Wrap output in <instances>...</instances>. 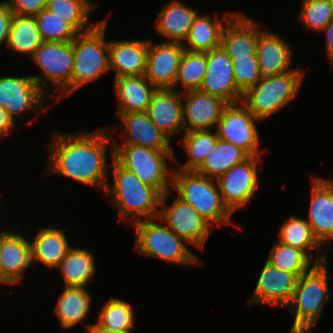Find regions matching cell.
I'll return each mask as SVG.
<instances>
[{
  "mask_svg": "<svg viewBox=\"0 0 333 333\" xmlns=\"http://www.w3.org/2000/svg\"><path fill=\"white\" fill-rule=\"evenodd\" d=\"M117 130L115 126L75 133L54 130L46 144L49 162L43 175L53 172L104 192L109 181L107 153L111 147L114 158L113 136Z\"/></svg>",
  "mask_w": 333,
  "mask_h": 333,
  "instance_id": "6da1fadb",
  "label": "cell"
},
{
  "mask_svg": "<svg viewBox=\"0 0 333 333\" xmlns=\"http://www.w3.org/2000/svg\"><path fill=\"white\" fill-rule=\"evenodd\" d=\"M111 160L113 184L108 181L104 194L110 198L112 208L119 210L118 223L123 220L133 224L158 218L162 195L144 184L132 171L123 168L114 158Z\"/></svg>",
  "mask_w": 333,
  "mask_h": 333,
  "instance_id": "7a4b0ae2",
  "label": "cell"
},
{
  "mask_svg": "<svg viewBox=\"0 0 333 333\" xmlns=\"http://www.w3.org/2000/svg\"><path fill=\"white\" fill-rule=\"evenodd\" d=\"M329 261L316 264L301 275L289 304L284 308L294 315L289 333H310L321 319L323 307L330 298Z\"/></svg>",
  "mask_w": 333,
  "mask_h": 333,
  "instance_id": "3957f363",
  "label": "cell"
},
{
  "mask_svg": "<svg viewBox=\"0 0 333 333\" xmlns=\"http://www.w3.org/2000/svg\"><path fill=\"white\" fill-rule=\"evenodd\" d=\"M216 180L177 168L172 174V188L177 197L190 204L213 227L236 225L224 205ZM217 185V186H216Z\"/></svg>",
  "mask_w": 333,
  "mask_h": 333,
  "instance_id": "277c9868",
  "label": "cell"
},
{
  "mask_svg": "<svg viewBox=\"0 0 333 333\" xmlns=\"http://www.w3.org/2000/svg\"><path fill=\"white\" fill-rule=\"evenodd\" d=\"M107 19L91 30L80 33L72 41L73 69L71 94L83 86L95 82L110 71L109 41L105 39Z\"/></svg>",
  "mask_w": 333,
  "mask_h": 333,
  "instance_id": "5b68a950",
  "label": "cell"
},
{
  "mask_svg": "<svg viewBox=\"0 0 333 333\" xmlns=\"http://www.w3.org/2000/svg\"><path fill=\"white\" fill-rule=\"evenodd\" d=\"M162 223L160 218L134 222V249L142 256L157 258L167 263L180 266L200 265L199 258L186 245L190 244Z\"/></svg>",
  "mask_w": 333,
  "mask_h": 333,
  "instance_id": "8992f818",
  "label": "cell"
},
{
  "mask_svg": "<svg viewBox=\"0 0 333 333\" xmlns=\"http://www.w3.org/2000/svg\"><path fill=\"white\" fill-rule=\"evenodd\" d=\"M114 159L123 167L132 171L144 184L155 188L162 196L172 189L173 168L168 161L174 162L175 151H162L120 144L113 139Z\"/></svg>",
  "mask_w": 333,
  "mask_h": 333,
  "instance_id": "52a82bcc",
  "label": "cell"
},
{
  "mask_svg": "<svg viewBox=\"0 0 333 333\" xmlns=\"http://www.w3.org/2000/svg\"><path fill=\"white\" fill-rule=\"evenodd\" d=\"M306 71H289L263 76L242 96V103L253 115L264 121L289 104L298 94Z\"/></svg>",
  "mask_w": 333,
  "mask_h": 333,
  "instance_id": "ba28073f",
  "label": "cell"
},
{
  "mask_svg": "<svg viewBox=\"0 0 333 333\" xmlns=\"http://www.w3.org/2000/svg\"><path fill=\"white\" fill-rule=\"evenodd\" d=\"M32 62L37 65L41 72L31 75L39 87L50 97H56L57 101L71 95V77L73 69L72 42H45L35 51ZM56 87L60 95L50 91ZM50 87V88H49ZM51 93V94H50Z\"/></svg>",
  "mask_w": 333,
  "mask_h": 333,
  "instance_id": "9c48e42d",
  "label": "cell"
},
{
  "mask_svg": "<svg viewBox=\"0 0 333 333\" xmlns=\"http://www.w3.org/2000/svg\"><path fill=\"white\" fill-rule=\"evenodd\" d=\"M172 193L166 192L160 202V220L176 233L179 237L184 238L193 247L202 249L211 234V227L190 204L183 202L176 196L170 206H167L168 197Z\"/></svg>",
  "mask_w": 333,
  "mask_h": 333,
  "instance_id": "30bf717a",
  "label": "cell"
},
{
  "mask_svg": "<svg viewBox=\"0 0 333 333\" xmlns=\"http://www.w3.org/2000/svg\"><path fill=\"white\" fill-rule=\"evenodd\" d=\"M48 97L32 76H0V104L14 120L28 112L38 120L39 112L47 111Z\"/></svg>",
  "mask_w": 333,
  "mask_h": 333,
  "instance_id": "8fae6325",
  "label": "cell"
},
{
  "mask_svg": "<svg viewBox=\"0 0 333 333\" xmlns=\"http://www.w3.org/2000/svg\"><path fill=\"white\" fill-rule=\"evenodd\" d=\"M261 122L242 103L228 104L215 128L219 139L243 149L249 156L263 154L256 123Z\"/></svg>",
  "mask_w": 333,
  "mask_h": 333,
  "instance_id": "7c38bea8",
  "label": "cell"
},
{
  "mask_svg": "<svg viewBox=\"0 0 333 333\" xmlns=\"http://www.w3.org/2000/svg\"><path fill=\"white\" fill-rule=\"evenodd\" d=\"M261 158V155L249 156L216 180L223 203L232 214L251 202L257 192L260 184L257 165Z\"/></svg>",
  "mask_w": 333,
  "mask_h": 333,
  "instance_id": "4fadbf2b",
  "label": "cell"
},
{
  "mask_svg": "<svg viewBox=\"0 0 333 333\" xmlns=\"http://www.w3.org/2000/svg\"><path fill=\"white\" fill-rule=\"evenodd\" d=\"M199 91L228 104L242 101L243 92L234 81L232 59L222 46L206 52V73Z\"/></svg>",
  "mask_w": 333,
  "mask_h": 333,
  "instance_id": "5bb4252c",
  "label": "cell"
},
{
  "mask_svg": "<svg viewBox=\"0 0 333 333\" xmlns=\"http://www.w3.org/2000/svg\"><path fill=\"white\" fill-rule=\"evenodd\" d=\"M182 43L148 40L144 76L157 89H173L181 56Z\"/></svg>",
  "mask_w": 333,
  "mask_h": 333,
  "instance_id": "9a60e30c",
  "label": "cell"
},
{
  "mask_svg": "<svg viewBox=\"0 0 333 333\" xmlns=\"http://www.w3.org/2000/svg\"><path fill=\"white\" fill-rule=\"evenodd\" d=\"M299 277L273 267L266 261L260 271L254 295L247 303L285 308L291 301Z\"/></svg>",
  "mask_w": 333,
  "mask_h": 333,
  "instance_id": "2e32d148",
  "label": "cell"
},
{
  "mask_svg": "<svg viewBox=\"0 0 333 333\" xmlns=\"http://www.w3.org/2000/svg\"><path fill=\"white\" fill-rule=\"evenodd\" d=\"M311 198L307 223L324 247L333 241V185L327 178L311 176ZM329 243V244H328Z\"/></svg>",
  "mask_w": 333,
  "mask_h": 333,
  "instance_id": "e0dca14e",
  "label": "cell"
},
{
  "mask_svg": "<svg viewBox=\"0 0 333 333\" xmlns=\"http://www.w3.org/2000/svg\"><path fill=\"white\" fill-rule=\"evenodd\" d=\"M182 102L184 132L212 129L228 106L224 100L199 90L182 93Z\"/></svg>",
  "mask_w": 333,
  "mask_h": 333,
  "instance_id": "ac0fdd59",
  "label": "cell"
},
{
  "mask_svg": "<svg viewBox=\"0 0 333 333\" xmlns=\"http://www.w3.org/2000/svg\"><path fill=\"white\" fill-rule=\"evenodd\" d=\"M293 49L289 42L279 34L265 30L257 37L256 55L263 76L279 75L289 71H305L303 68L291 67Z\"/></svg>",
  "mask_w": 333,
  "mask_h": 333,
  "instance_id": "d6986e66",
  "label": "cell"
},
{
  "mask_svg": "<svg viewBox=\"0 0 333 333\" xmlns=\"http://www.w3.org/2000/svg\"><path fill=\"white\" fill-rule=\"evenodd\" d=\"M123 128L121 144H133L154 150L175 151L171 139L151 121L147 112L117 114Z\"/></svg>",
  "mask_w": 333,
  "mask_h": 333,
  "instance_id": "ffe728a7",
  "label": "cell"
},
{
  "mask_svg": "<svg viewBox=\"0 0 333 333\" xmlns=\"http://www.w3.org/2000/svg\"><path fill=\"white\" fill-rule=\"evenodd\" d=\"M151 121L170 139L184 132L182 93L157 89L147 109Z\"/></svg>",
  "mask_w": 333,
  "mask_h": 333,
  "instance_id": "44dd1931",
  "label": "cell"
},
{
  "mask_svg": "<svg viewBox=\"0 0 333 333\" xmlns=\"http://www.w3.org/2000/svg\"><path fill=\"white\" fill-rule=\"evenodd\" d=\"M251 17L236 12L224 26L221 46L230 57L256 55L257 37L263 29Z\"/></svg>",
  "mask_w": 333,
  "mask_h": 333,
  "instance_id": "7402d4cb",
  "label": "cell"
},
{
  "mask_svg": "<svg viewBox=\"0 0 333 333\" xmlns=\"http://www.w3.org/2000/svg\"><path fill=\"white\" fill-rule=\"evenodd\" d=\"M25 237L11 229L0 232V264L14 285L21 283L25 270L33 267L30 240Z\"/></svg>",
  "mask_w": 333,
  "mask_h": 333,
  "instance_id": "603a6c76",
  "label": "cell"
},
{
  "mask_svg": "<svg viewBox=\"0 0 333 333\" xmlns=\"http://www.w3.org/2000/svg\"><path fill=\"white\" fill-rule=\"evenodd\" d=\"M154 29L164 42L183 43L198 11L181 0H169L159 9Z\"/></svg>",
  "mask_w": 333,
  "mask_h": 333,
  "instance_id": "cb8c5ba5",
  "label": "cell"
},
{
  "mask_svg": "<svg viewBox=\"0 0 333 333\" xmlns=\"http://www.w3.org/2000/svg\"><path fill=\"white\" fill-rule=\"evenodd\" d=\"M147 52L146 39L109 41L110 71H114V78L144 75Z\"/></svg>",
  "mask_w": 333,
  "mask_h": 333,
  "instance_id": "d4e9b609",
  "label": "cell"
},
{
  "mask_svg": "<svg viewBox=\"0 0 333 333\" xmlns=\"http://www.w3.org/2000/svg\"><path fill=\"white\" fill-rule=\"evenodd\" d=\"M236 12L224 13L222 17L197 13L194 17L189 33L182 43L187 51L208 52L221 46V36L226 23ZM222 18V19H221Z\"/></svg>",
  "mask_w": 333,
  "mask_h": 333,
  "instance_id": "484cf974",
  "label": "cell"
},
{
  "mask_svg": "<svg viewBox=\"0 0 333 333\" xmlns=\"http://www.w3.org/2000/svg\"><path fill=\"white\" fill-rule=\"evenodd\" d=\"M156 90L144 75L114 78L119 104L116 113L146 112Z\"/></svg>",
  "mask_w": 333,
  "mask_h": 333,
  "instance_id": "4316f807",
  "label": "cell"
},
{
  "mask_svg": "<svg viewBox=\"0 0 333 333\" xmlns=\"http://www.w3.org/2000/svg\"><path fill=\"white\" fill-rule=\"evenodd\" d=\"M32 263H41L48 270L55 269L63 260L70 246L64 228L40 227L32 241Z\"/></svg>",
  "mask_w": 333,
  "mask_h": 333,
  "instance_id": "83f0119b",
  "label": "cell"
},
{
  "mask_svg": "<svg viewBox=\"0 0 333 333\" xmlns=\"http://www.w3.org/2000/svg\"><path fill=\"white\" fill-rule=\"evenodd\" d=\"M278 237V242L305 251L317 264L328 261V248L322 250L323 246L314 236L306 219L298 218L295 214L290 216L280 227Z\"/></svg>",
  "mask_w": 333,
  "mask_h": 333,
  "instance_id": "f1b7e54d",
  "label": "cell"
},
{
  "mask_svg": "<svg viewBox=\"0 0 333 333\" xmlns=\"http://www.w3.org/2000/svg\"><path fill=\"white\" fill-rule=\"evenodd\" d=\"M92 296L86 287L65 286L53 309L60 326L66 330L83 322L91 311Z\"/></svg>",
  "mask_w": 333,
  "mask_h": 333,
  "instance_id": "f546056e",
  "label": "cell"
},
{
  "mask_svg": "<svg viewBox=\"0 0 333 333\" xmlns=\"http://www.w3.org/2000/svg\"><path fill=\"white\" fill-rule=\"evenodd\" d=\"M94 253L86 248L72 246L61 263L55 268L60 269L64 286L86 287L94 281L96 262Z\"/></svg>",
  "mask_w": 333,
  "mask_h": 333,
  "instance_id": "4dcf8cb0",
  "label": "cell"
},
{
  "mask_svg": "<svg viewBox=\"0 0 333 333\" xmlns=\"http://www.w3.org/2000/svg\"><path fill=\"white\" fill-rule=\"evenodd\" d=\"M248 157L249 155L240 147L218 139L215 147L206 156L196 172L209 179L217 180L230 168L243 162Z\"/></svg>",
  "mask_w": 333,
  "mask_h": 333,
  "instance_id": "1f68e13d",
  "label": "cell"
},
{
  "mask_svg": "<svg viewBox=\"0 0 333 333\" xmlns=\"http://www.w3.org/2000/svg\"><path fill=\"white\" fill-rule=\"evenodd\" d=\"M212 131V129L193 130L184 132L181 135L180 142L188 159L180 166V163L174 157V162L178 164V169L196 171L201 166L219 139L216 130Z\"/></svg>",
  "mask_w": 333,
  "mask_h": 333,
  "instance_id": "d6a6232c",
  "label": "cell"
},
{
  "mask_svg": "<svg viewBox=\"0 0 333 333\" xmlns=\"http://www.w3.org/2000/svg\"><path fill=\"white\" fill-rule=\"evenodd\" d=\"M42 42L35 17L14 14L7 44L8 50L28 55L31 59Z\"/></svg>",
  "mask_w": 333,
  "mask_h": 333,
  "instance_id": "836d02e7",
  "label": "cell"
},
{
  "mask_svg": "<svg viewBox=\"0 0 333 333\" xmlns=\"http://www.w3.org/2000/svg\"><path fill=\"white\" fill-rule=\"evenodd\" d=\"M97 4L91 0H48L46 9L69 22L79 33L93 29L100 21H89ZM91 22V23H90Z\"/></svg>",
  "mask_w": 333,
  "mask_h": 333,
  "instance_id": "e575fe53",
  "label": "cell"
},
{
  "mask_svg": "<svg viewBox=\"0 0 333 333\" xmlns=\"http://www.w3.org/2000/svg\"><path fill=\"white\" fill-rule=\"evenodd\" d=\"M273 267L288 273L303 275L317 263L303 250L276 242L270 249L266 260Z\"/></svg>",
  "mask_w": 333,
  "mask_h": 333,
  "instance_id": "d590c367",
  "label": "cell"
},
{
  "mask_svg": "<svg viewBox=\"0 0 333 333\" xmlns=\"http://www.w3.org/2000/svg\"><path fill=\"white\" fill-rule=\"evenodd\" d=\"M135 318L134 308L129 302L110 297L95 321L117 333H134Z\"/></svg>",
  "mask_w": 333,
  "mask_h": 333,
  "instance_id": "8d00e7d4",
  "label": "cell"
},
{
  "mask_svg": "<svg viewBox=\"0 0 333 333\" xmlns=\"http://www.w3.org/2000/svg\"><path fill=\"white\" fill-rule=\"evenodd\" d=\"M206 73V52L184 50L177 70L173 90L184 93L199 90ZM182 87L177 89V86ZM182 85V86H181Z\"/></svg>",
  "mask_w": 333,
  "mask_h": 333,
  "instance_id": "74e56055",
  "label": "cell"
},
{
  "mask_svg": "<svg viewBox=\"0 0 333 333\" xmlns=\"http://www.w3.org/2000/svg\"><path fill=\"white\" fill-rule=\"evenodd\" d=\"M34 17L42 41L72 42L80 34L69 22L46 8Z\"/></svg>",
  "mask_w": 333,
  "mask_h": 333,
  "instance_id": "f35d334b",
  "label": "cell"
},
{
  "mask_svg": "<svg viewBox=\"0 0 333 333\" xmlns=\"http://www.w3.org/2000/svg\"><path fill=\"white\" fill-rule=\"evenodd\" d=\"M297 20L311 31H321L333 20L329 0H303Z\"/></svg>",
  "mask_w": 333,
  "mask_h": 333,
  "instance_id": "ab89813d",
  "label": "cell"
},
{
  "mask_svg": "<svg viewBox=\"0 0 333 333\" xmlns=\"http://www.w3.org/2000/svg\"><path fill=\"white\" fill-rule=\"evenodd\" d=\"M236 86L244 93L262 77L257 56L231 57Z\"/></svg>",
  "mask_w": 333,
  "mask_h": 333,
  "instance_id": "60d3db41",
  "label": "cell"
},
{
  "mask_svg": "<svg viewBox=\"0 0 333 333\" xmlns=\"http://www.w3.org/2000/svg\"><path fill=\"white\" fill-rule=\"evenodd\" d=\"M14 14L20 16H35L46 8L44 0H8Z\"/></svg>",
  "mask_w": 333,
  "mask_h": 333,
  "instance_id": "b9f144b4",
  "label": "cell"
},
{
  "mask_svg": "<svg viewBox=\"0 0 333 333\" xmlns=\"http://www.w3.org/2000/svg\"><path fill=\"white\" fill-rule=\"evenodd\" d=\"M13 16L8 0L0 1V45L8 44Z\"/></svg>",
  "mask_w": 333,
  "mask_h": 333,
  "instance_id": "7bdbcfd3",
  "label": "cell"
},
{
  "mask_svg": "<svg viewBox=\"0 0 333 333\" xmlns=\"http://www.w3.org/2000/svg\"><path fill=\"white\" fill-rule=\"evenodd\" d=\"M15 124L16 121L5 110V107L0 104V139L12 134Z\"/></svg>",
  "mask_w": 333,
  "mask_h": 333,
  "instance_id": "ee69618b",
  "label": "cell"
},
{
  "mask_svg": "<svg viewBox=\"0 0 333 333\" xmlns=\"http://www.w3.org/2000/svg\"><path fill=\"white\" fill-rule=\"evenodd\" d=\"M321 32L326 34L325 52L331 63L333 61V20Z\"/></svg>",
  "mask_w": 333,
  "mask_h": 333,
  "instance_id": "f6af8a7d",
  "label": "cell"
},
{
  "mask_svg": "<svg viewBox=\"0 0 333 333\" xmlns=\"http://www.w3.org/2000/svg\"><path fill=\"white\" fill-rule=\"evenodd\" d=\"M87 329H84L87 333H117L109 328H106L102 325H100L97 321L96 323L93 324H87L86 327Z\"/></svg>",
  "mask_w": 333,
  "mask_h": 333,
  "instance_id": "bcb514c9",
  "label": "cell"
},
{
  "mask_svg": "<svg viewBox=\"0 0 333 333\" xmlns=\"http://www.w3.org/2000/svg\"><path fill=\"white\" fill-rule=\"evenodd\" d=\"M14 285L5 275L3 269H2V266L0 264V285Z\"/></svg>",
  "mask_w": 333,
  "mask_h": 333,
  "instance_id": "7dc6e473",
  "label": "cell"
},
{
  "mask_svg": "<svg viewBox=\"0 0 333 333\" xmlns=\"http://www.w3.org/2000/svg\"><path fill=\"white\" fill-rule=\"evenodd\" d=\"M329 180V182L333 185V179L331 178H327Z\"/></svg>",
  "mask_w": 333,
  "mask_h": 333,
  "instance_id": "c3c4849f",
  "label": "cell"
},
{
  "mask_svg": "<svg viewBox=\"0 0 333 333\" xmlns=\"http://www.w3.org/2000/svg\"><path fill=\"white\" fill-rule=\"evenodd\" d=\"M330 5L333 7V0H329Z\"/></svg>",
  "mask_w": 333,
  "mask_h": 333,
  "instance_id": "681fc988",
  "label": "cell"
}]
</instances>
